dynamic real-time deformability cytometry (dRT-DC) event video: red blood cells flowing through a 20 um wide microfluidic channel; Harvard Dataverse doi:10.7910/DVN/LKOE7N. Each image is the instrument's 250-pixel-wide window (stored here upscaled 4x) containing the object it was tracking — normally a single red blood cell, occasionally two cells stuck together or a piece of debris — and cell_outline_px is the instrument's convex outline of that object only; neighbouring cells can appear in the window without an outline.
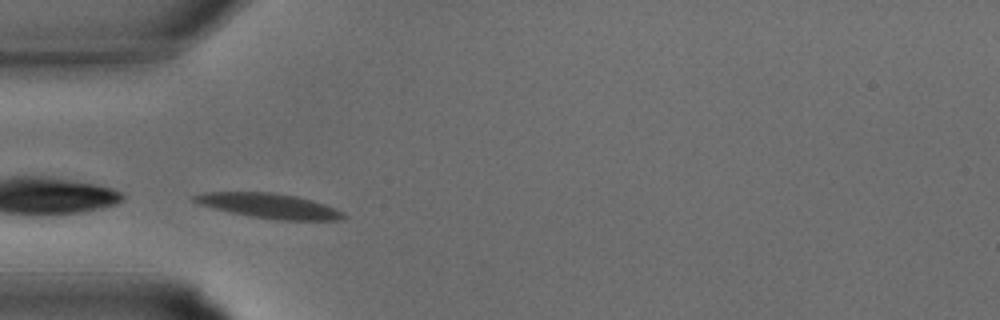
{"species": "common noctule bat (a hibernating species)", "species_latin": "Nyctalus noctula", "temperature_condition": "warm", "stored_images_in_passage": 22, "camera_frame_rate_fps": 3000, "um_per_image_px": 0.085, "animal": {"sex": "male", "body_mass_g": 15.6}, "frame": {"image": 1, "passage_image": 4, "time_ms": 1.0, "image_size_px": [1000, 320], "cell_outline_px": [[348, 216], [336, 220], [276, 220], [228, 212], [200, 204], [192, 200], [188, 196], [204, 192], [272, 192], [296, 196], [312, 200], [336, 208], [344, 212]], "centroid_in_image_um": [22.86, 17.49], "position_along_channel_um": 62.1, "area_um2": 21.68}}
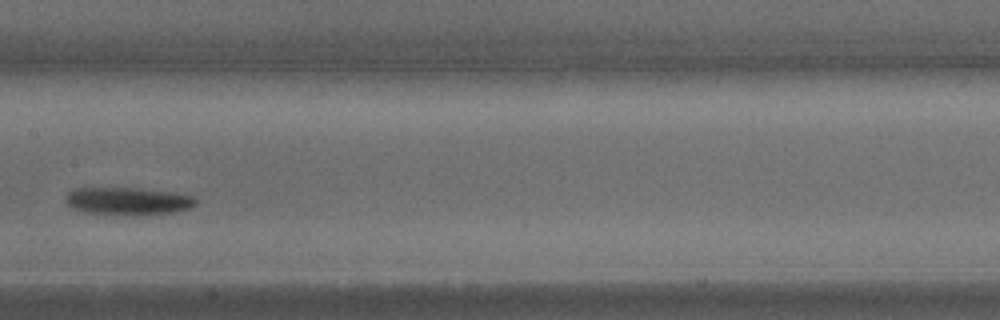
{"frame": {"image": 2, "passage_image": 11, "time_ms": 3.333, "image_size_px": [1000, 320], "cell_outline_px": [[196, 204], [188, 208], [176, 212], [124, 216], [116, 216], [84, 212], [72, 208], [64, 200], [68, 192], [72, 188], [140, 188], [172, 192], [192, 196], [196, 200]], "centroid_in_image_um": [10.82, 17.1], "position_along_channel_um": 196.6, "area_um2": 21.27}}
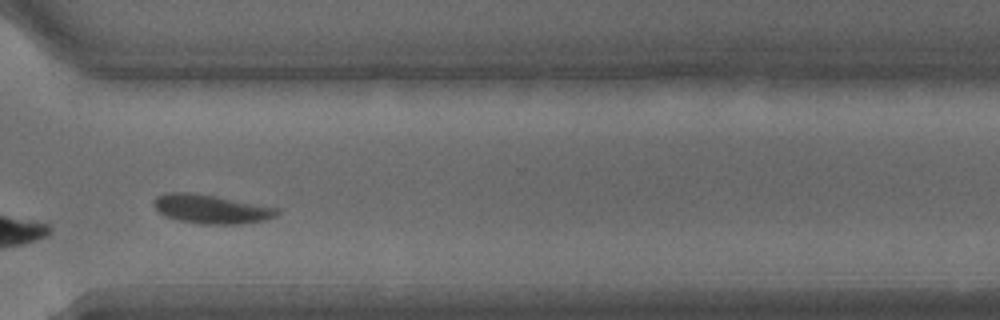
{"frame": {"image": 3, "passage_image": 19, "time_ms": 6.0, "image_size_px": [1000, 320], "cell_outline_px": [[280, 212], [276, 216], [268, 220], [240, 224], [204, 224], [180, 220], [168, 216], [160, 212], [156, 208], [156, 196], [168, 192], [192, 192], [216, 196], [280, 208]], "centroid_in_image_um": [18.04, 17.76], "position_along_channel_um": 352.6, "area_um2": 20.63}}